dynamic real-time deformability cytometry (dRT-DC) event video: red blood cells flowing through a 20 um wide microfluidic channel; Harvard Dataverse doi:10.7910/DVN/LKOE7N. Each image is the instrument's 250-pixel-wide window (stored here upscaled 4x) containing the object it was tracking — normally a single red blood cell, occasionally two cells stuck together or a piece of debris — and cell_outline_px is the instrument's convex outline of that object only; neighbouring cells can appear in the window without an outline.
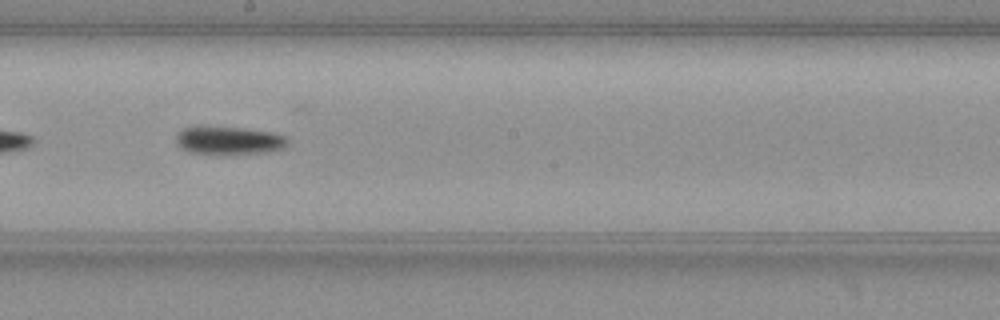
{"species": "common noctule bat (a hibernating species)", "species_latin": "Nyctalus noctula", "temperature_condition": "warm", "stored_images_in_passage": 33, "camera_frame_rate_fps": 3000, "um_per_image_px": 0.085, "animal": {"sex": "female", "body_mass_g": 19.3, "forearm_length_mm": 54.1}, "frame": {"image": 1, "passage_image": 15, "time_ms": 4.667, "image_size_px": [1000, 320], "cell_outline_px": [[288, 144], [284, 148], [268, 152], [188, 152], [180, 148], [176, 140], [176, 136], [184, 128], [244, 128], [272, 132], [284, 136], [288, 140]], "centroid_in_image_um": [19.51, 11.93], "position_along_channel_um": 228.7, "area_um2": 17.22}, "authors_computed_cell_mechanics": {"area_um2": 17.5134, "velocity_mm_per_s": 3.8009, "shape_relaxation_time_tau1_ms": 3.9989, "shape_relaxation_time_tau2_ms": null, "deformation_change_tau1": 0.1649, "deformation_change_tau2": null}}